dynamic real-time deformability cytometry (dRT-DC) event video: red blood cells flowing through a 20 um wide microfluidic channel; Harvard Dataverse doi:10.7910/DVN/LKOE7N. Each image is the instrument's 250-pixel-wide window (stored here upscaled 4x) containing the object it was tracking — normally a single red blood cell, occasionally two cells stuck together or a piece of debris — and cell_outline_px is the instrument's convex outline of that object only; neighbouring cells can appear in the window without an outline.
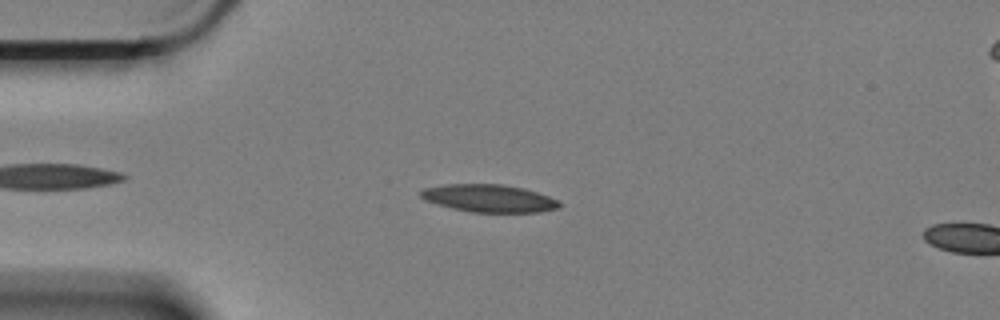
{"species": "Egyptian fruit bat (a non-hibernating species)", "species_latin": "Rousettus aegyptiacus", "temperature_condition": "cold", "stored_images_in_passage": 12, "camera_frame_rate_fps": 3000, "um_per_image_px": 0.085, "animal": {"sex": "female"}, "frame": {"image": 1, "passage_image": 9, "time_ms": 2.667, "image_size_px": [1000, 320], "cell_outline_px": [[560, 204], [556, 208], [540, 212], [472, 212], [452, 208], [424, 200], [420, 196], [420, 192], [424, 188], [448, 184], [500, 184], [524, 188], [560, 200]], "centroid_in_image_um": [41.56, 16.85], "position_along_channel_um": 43.4, "area_um2": 22.14}}